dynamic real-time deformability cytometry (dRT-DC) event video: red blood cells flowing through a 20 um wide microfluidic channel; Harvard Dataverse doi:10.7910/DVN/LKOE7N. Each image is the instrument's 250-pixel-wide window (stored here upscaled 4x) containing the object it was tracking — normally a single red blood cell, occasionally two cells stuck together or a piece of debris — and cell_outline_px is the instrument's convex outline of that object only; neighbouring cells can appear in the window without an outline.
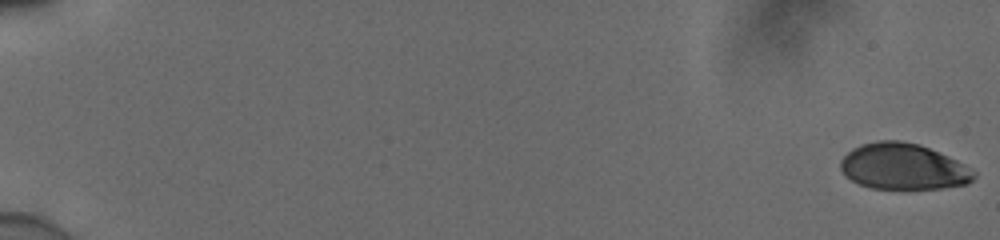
{"species": "human", "species_latin": "Homo sapiens", "temperature_condition": "cold", "stored_images_in_passage": 56, "camera_frame_rate_fps": 3000, "um_per_image_px": 0.085, "donor": {"sex": "male"}, "frame": {"image": 1, "passage_image": 1, "time_ms": 0.0, "image_size_px": [1000, 240], "cell_outline_px": [[976, 176], [968, 184], [944, 188], [872, 188], [860, 184], [852, 180], [840, 168], [840, 160], [852, 148], [860, 144], [876, 140], [900, 140], [920, 144], [956, 160], [976, 172]], "centroid_in_image_um": [76.77, 14.14], "position_along_channel_um": 8.2, "area_um2": 35.66}}
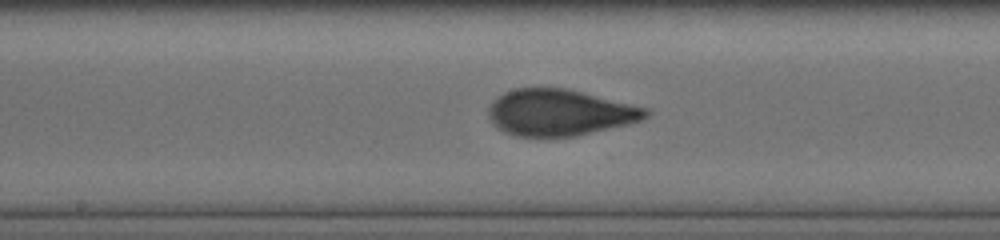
{"frame": {"image": 2, "passage_image": 32, "time_ms": 10.333, "image_size_px": [1000, 240], "cell_outline_px": [[648, 116], [640, 120], [628, 124], [576, 136], [516, 136], [504, 132], [488, 116], [488, 108], [492, 100], [496, 96], [512, 88], [564, 88], [648, 108]], "centroid_in_image_um": [47.53, 9.56], "position_along_channel_um": 200.7, "area_um2": 42.14}}
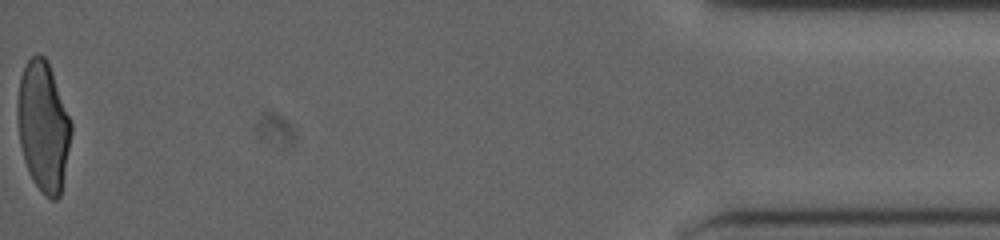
{"frame": {"image": 3, "passage_image": 56, "time_ms": 18.333, "image_size_px": [1000, 240], "cell_outline_px": [[72, 132], [60, 196], [56, 200], [52, 200], [32, 180], [28, 172], [24, 160], [20, 144], [16, 112], [16, 108], [20, 76], [28, 60], [36, 52], [44, 56], [48, 60], [72, 124]], "centroid_in_image_um": [3.67, 10.7], "position_along_channel_um": 431.5, "area_um2": 40.58}, "authors_computed_cell_mechanics": {"area_um2": 40.8357, "velocity_mm_per_s": 3.9128, "shape_relaxation_time_tau1_ms": 4.7586, "shape_relaxation_time_tau2_ms": null, "deformation_change_tau1": 0.193, "deformation_change_tau2": null}}